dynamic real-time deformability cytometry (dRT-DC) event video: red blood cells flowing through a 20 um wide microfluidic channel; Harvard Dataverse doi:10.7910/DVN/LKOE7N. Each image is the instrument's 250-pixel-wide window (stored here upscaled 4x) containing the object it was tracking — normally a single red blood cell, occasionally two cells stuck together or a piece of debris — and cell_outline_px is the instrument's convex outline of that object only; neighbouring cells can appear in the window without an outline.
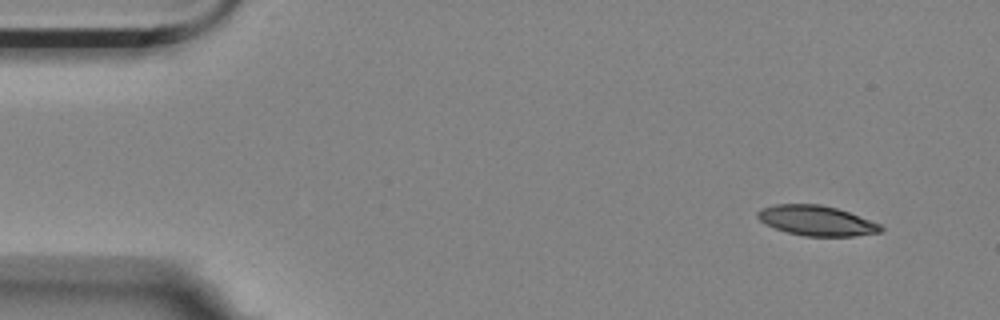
{"species": "Egyptian fruit bat (a non-hibernating species)", "species_latin": "Rousettus aegyptiacus", "temperature_condition": "room temperature", "stored_images_in_passage": 5, "camera_frame_rate_fps": 3000, "um_per_image_px": 0.085, "animal": {"sex": "female"}, "frame": {"image": 1, "passage_image": 1, "time_ms": 0.0, "image_size_px": [1000, 320], "cell_outline_px": [[884, 228], [880, 232], [852, 236], [804, 236], [788, 232], [764, 224], [756, 216], [756, 212], [760, 208], [776, 204], [820, 204], [836, 208], [848, 212], [880, 224]], "centroid_in_image_um": [69.36, 18.75], "position_along_channel_um": 15.6, "area_um2": 21.44}}
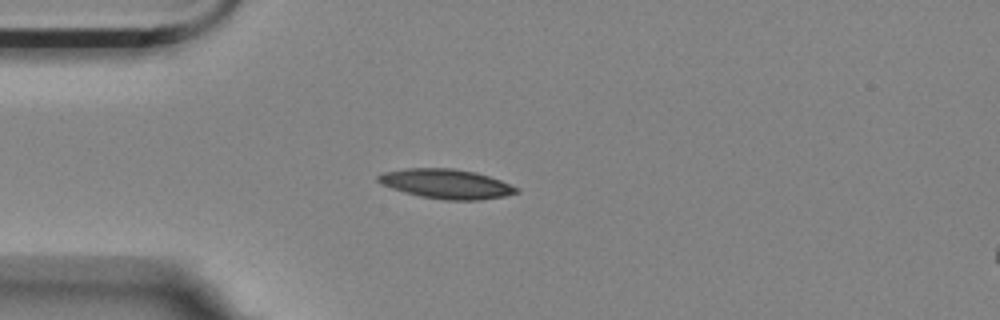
{"frame": {"image": 2, "passage_image": 4, "time_ms": 1.0, "image_size_px": [1000, 320], "cell_outline_px": [[520, 192], [504, 196], [480, 200], [444, 200], [420, 196], [404, 192], [380, 184], [376, 180], [376, 176], [384, 172], [404, 168], [456, 168], [476, 172], [500, 180], [520, 188]], "centroid_in_image_um": [37.93, 15.62], "position_along_channel_um": 47.1, "area_um2": 23.99}}